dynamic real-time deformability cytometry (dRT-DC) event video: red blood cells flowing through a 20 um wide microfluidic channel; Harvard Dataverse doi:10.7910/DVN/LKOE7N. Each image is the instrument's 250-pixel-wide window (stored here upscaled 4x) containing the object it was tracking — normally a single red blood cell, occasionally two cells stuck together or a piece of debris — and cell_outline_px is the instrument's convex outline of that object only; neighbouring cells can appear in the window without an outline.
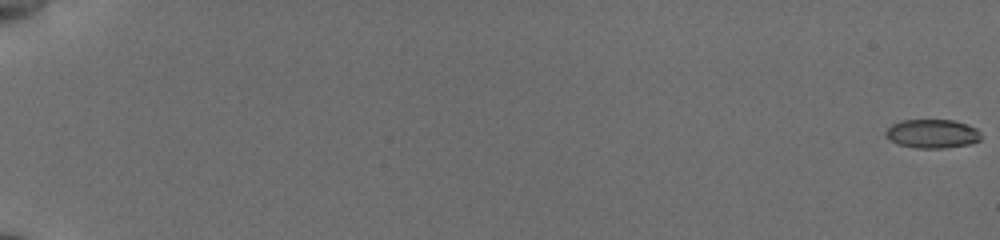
{"species": "common noctule bat (a hibernating species)", "species_latin": "Nyctalus noctula", "temperature_condition": "cold", "stored_images_in_passage": 57, "camera_frame_rate_fps": 3000, "um_per_image_px": 0.085, "animal": {"sex": "female", "body_mass_g": 19.5, "forearm_length_mm": 54.1}, "frame": {"image": 1, "passage_image": 1, "time_ms": 0.0, "image_size_px": [1000, 240], "cell_outline_px": [[980, 140], [968, 144], [944, 148], [916, 148], [900, 144], [888, 140], [884, 132], [892, 124], [900, 120], [952, 120], [976, 128], [980, 132]], "centroid_in_image_um": [79.2, 11.36], "position_along_channel_um": 5.8, "area_um2": 15.9}}
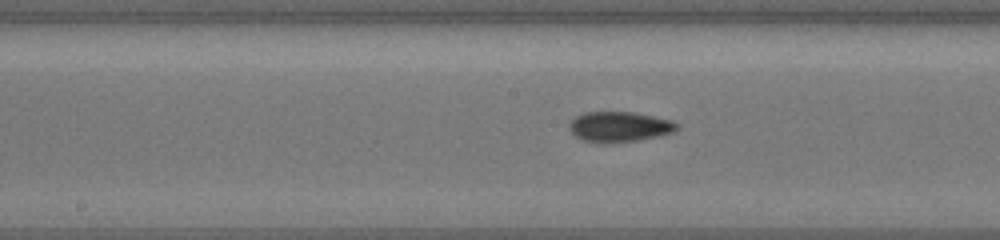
{"frame": {"image": 2, "passage_image": 33, "time_ms": 10.667, "image_size_px": [1000, 240], "cell_outline_px": [[680, 128], [672, 132], [656, 136], [636, 140], [604, 144], [584, 140], [576, 136], [568, 128], [568, 124], [576, 116], [584, 112], [632, 112], [672, 120], [680, 124]], "centroid_in_image_um": [52.64, 10.77], "position_along_channel_um": 195.6, "area_um2": 18.96}}
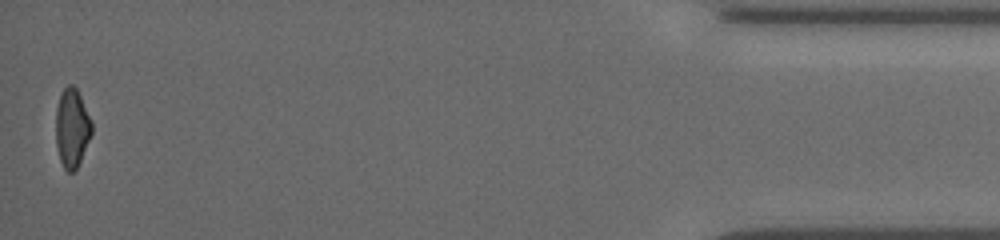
{"frame": {"image": 3, "passage_image": 57, "time_ms": 18.667, "image_size_px": [1000, 240], "cell_outline_px": [[92, 132], [80, 160], [76, 168], [72, 172], [68, 172], [64, 168], [60, 160], [56, 144], [56, 108], [60, 96], [64, 88], [68, 84], [72, 84], [76, 88], [92, 120]], "centroid_in_image_um": [6.11, 10.86], "position_along_channel_um": 429.1, "area_um2": 16.3}, "authors_computed_cell_mechanics": {"area_um2": 17.2822, "velocity_mm_per_s": 3.8352, "shape_relaxation_time_tau1_ms": 6.2805, "shape_relaxation_time_tau2_ms": 2.4145, "deformation_change_tau1": 0.1632, "deformation_change_tau2": 0.0745}}